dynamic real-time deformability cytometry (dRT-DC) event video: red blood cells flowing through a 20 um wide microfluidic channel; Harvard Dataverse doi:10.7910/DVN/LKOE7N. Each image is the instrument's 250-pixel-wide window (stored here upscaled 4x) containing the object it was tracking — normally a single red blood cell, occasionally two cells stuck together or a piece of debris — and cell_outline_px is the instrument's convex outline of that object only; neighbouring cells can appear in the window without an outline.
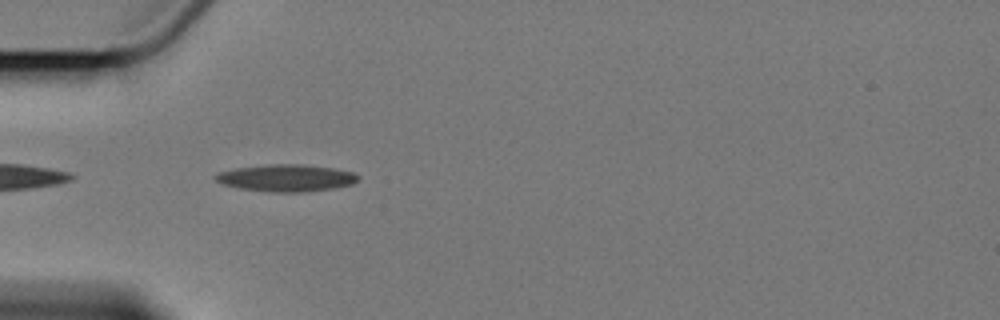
{"species": "Egyptian fruit bat (a non-hibernating species)", "species_latin": "Rousettus aegyptiacus", "temperature_condition": "cold", "stored_images_in_passage": 5, "camera_frame_rate_fps": 3000, "um_per_image_px": 0.085, "animal": {"sex": "female"}, "frame": {"image": 1, "passage_image": 5, "time_ms": 5.667, "image_size_px": [1000, 320], "cell_outline_px": [[360, 180], [352, 184], [332, 188], [300, 192], [272, 192], [240, 188], [224, 184], [216, 180], [212, 176], [216, 172], [236, 168], [268, 164], [304, 164], [332, 168], [352, 172], [360, 176]], "centroid_in_image_um": [24.32, 15.11], "position_along_channel_um": 60.7, "area_um2": 22.43}}